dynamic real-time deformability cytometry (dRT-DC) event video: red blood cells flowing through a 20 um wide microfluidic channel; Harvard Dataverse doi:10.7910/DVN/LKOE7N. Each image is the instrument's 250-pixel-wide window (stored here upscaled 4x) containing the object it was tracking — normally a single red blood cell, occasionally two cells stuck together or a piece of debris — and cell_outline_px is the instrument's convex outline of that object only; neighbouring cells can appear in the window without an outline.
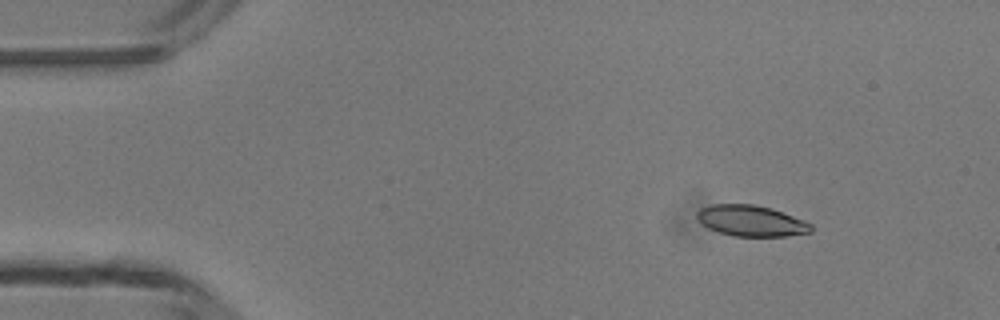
{"species": "common noctule bat (a hibernating species)", "species_latin": "Nyctalus noctula", "temperature_condition": "room temperature", "stored_images_in_passage": 44, "camera_frame_rate_fps": 3000, "um_per_image_px": 0.085, "animal": {"sex": "male", "body_mass_g": 13.3}, "frame": {"image": 1, "passage_image": 2, "time_ms": 0.333, "image_size_px": [1000, 320], "cell_outline_px": [[812, 232], [788, 236], [736, 236], [720, 232], [708, 228], [696, 216], [696, 212], [700, 208], [712, 204], [756, 204], [772, 208], [804, 220], [812, 224]], "centroid_in_image_um": [63.87, 18.76], "position_along_channel_um": 21.1, "area_um2": 20.58}}
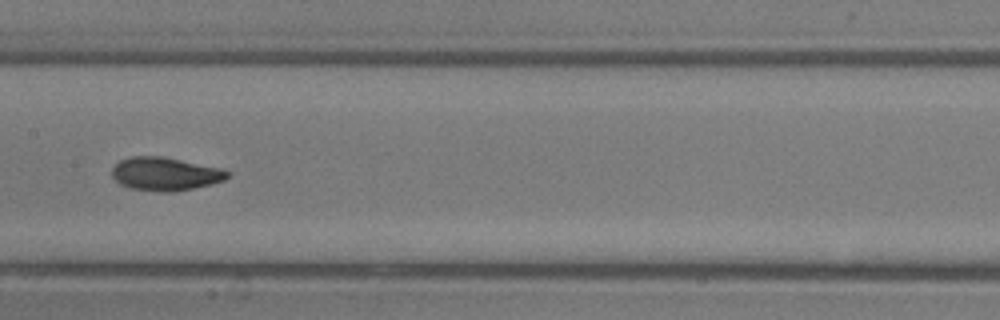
{"frame": {"image": 2, "passage_image": 20, "time_ms": 6.333, "image_size_px": [1000, 320], "cell_outline_px": [[228, 176], [224, 180], [212, 184], [172, 192], [160, 192], [128, 188], [120, 184], [112, 176], [112, 168], [120, 160], [132, 156], [164, 156], [224, 168], [228, 172]], "centroid_in_image_um": [14.05, 14.77], "position_along_channel_um": 193.4, "area_um2": 22.6}}
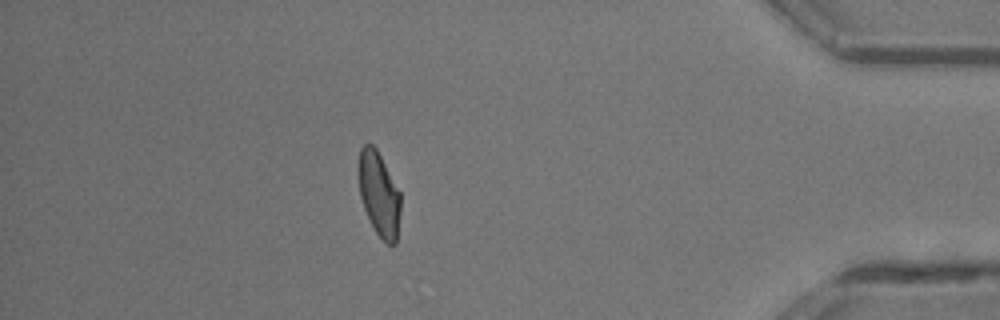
{"frame": {"image": 3, "passage_image": 38, "time_ms": 12.333, "image_size_px": [1000, 320], "cell_outline_px": [[400, 212], [396, 244], [388, 244], [376, 232], [364, 208], [360, 196], [360, 148], [364, 144], [372, 144], [376, 148], [400, 192]], "centroid_in_image_um": [32.24, 16.51], "position_along_channel_um": 403.0, "area_um2": 20.0}, "authors_computed_cell_mechanics": {"area_um2": 21.675, "velocity_mm_per_s": 4.2743, "shape_relaxation_time_tau1_ms": 4.2429, "shape_relaxation_time_tau2_ms": 1.883, "deformation_change_tau1": 0.1606, "deformation_change_tau2": 0.0723}}